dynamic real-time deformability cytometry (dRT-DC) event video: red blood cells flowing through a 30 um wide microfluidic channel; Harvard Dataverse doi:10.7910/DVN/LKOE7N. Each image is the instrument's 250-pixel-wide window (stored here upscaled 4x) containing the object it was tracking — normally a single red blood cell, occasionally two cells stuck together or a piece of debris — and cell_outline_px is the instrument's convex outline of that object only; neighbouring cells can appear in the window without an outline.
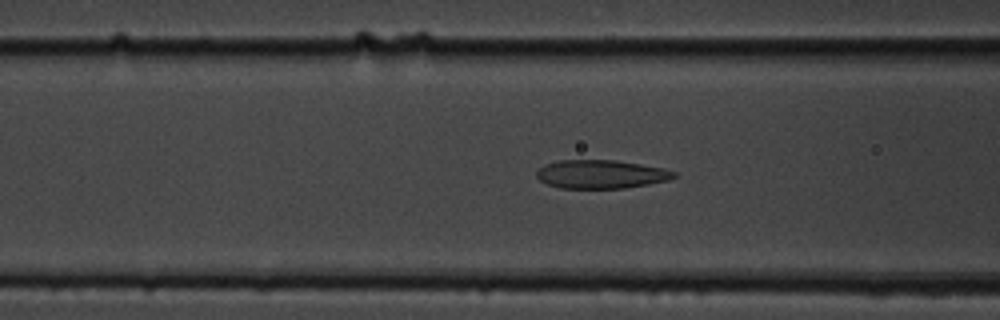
{"species": "common noctule bat (a hibernating species)", "species_latin": "Nyctalus noctula", "temperature_condition": "cold", "stored_images_in_passage": 55, "camera_frame_rate_fps": 3000, "um_per_image_px": 0.085, "animal": {"sex": "male", "body_mass_g": 19.5, "forearm_length_mm": 54.6}, "frame": {"image": 1, "passage_image": 21, "time_ms": 6.667, "image_size_px": [1000, 320], "cell_outline_px": [[676, 176], [668, 180], [648, 184], [624, 188], [560, 188], [548, 184], [540, 180], [536, 176], [536, 172], [544, 164], [560, 160], [616, 160], [664, 168], [676, 172]], "centroid_in_image_um": [51.08, 14.8], "position_along_channel_um": 115.5, "area_um2": 22.77}}
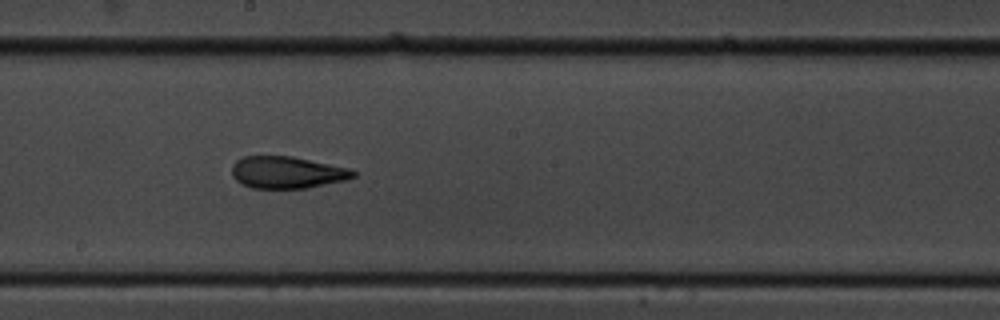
{"frame": {"image": 2, "passage_image": 30, "time_ms": 9.667, "image_size_px": [1000, 320], "cell_outline_px": [[356, 176], [348, 180], [304, 188], [252, 188], [236, 180], [232, 176], [232, 164], [236, 160], [244, 156], [292, 156], [348, 168], [356, 172]], "centroid_in_image_um": [24.39, 14.65], "position_along_channel_um": 223.8, "area_um2": 22.54}}
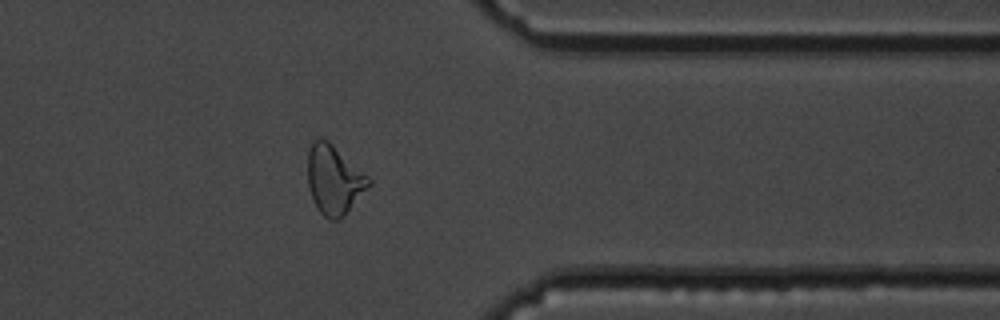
{"frame": {"image": 3, "passage_image": 44, "time_ms": 14.333, "image_size_px": [1000, 320], "cell_outline_px": [[372, 184], [344, 216], [340, 220], [328, 220], [316, 208], [312, 200], [308, 188], [308, 152], [312, 144], [320, 136], [328, 140], [368, 176], [372, 180]], "centroid_in_image_um": [28.4, 15.31], "position_along_channel_um": 383.0, "area_um2": 24.74}, "authors_computed_cell_mechanics": {"area_um2": 23.8136, "velocity_mm_per_s": 3.6131, "shape_relaxation_time_tau1_ms": 5.6963, "shape_relaxation_time_tau2_ms": 2.3097, "deformation_change_tau1": 0.1597, "deformation_change_tau2": 0.0972}}